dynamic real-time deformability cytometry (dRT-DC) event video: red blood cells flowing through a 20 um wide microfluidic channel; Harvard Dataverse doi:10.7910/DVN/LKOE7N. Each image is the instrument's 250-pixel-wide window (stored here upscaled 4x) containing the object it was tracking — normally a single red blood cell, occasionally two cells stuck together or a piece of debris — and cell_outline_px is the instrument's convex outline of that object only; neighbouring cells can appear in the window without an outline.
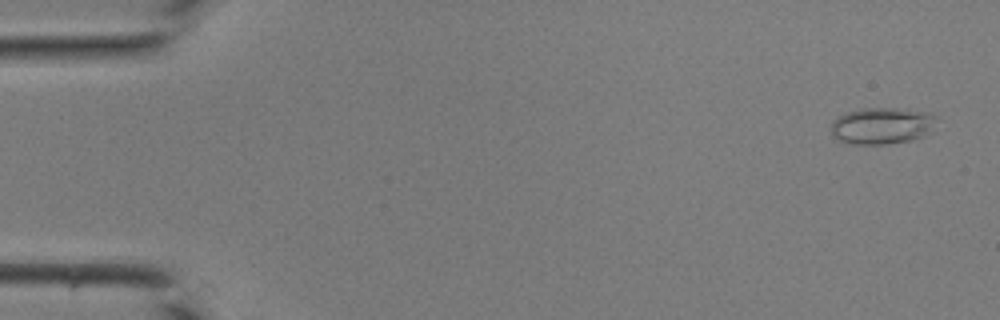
{"species": "common noctule bat (a hibernating species)", "species_latin": "Nyctalus noctula", "temperature_condition": "room temperature", "stored_images_in_passage": 42, "camera_frame_rate_fps": 3000, "um_per_image_px": 0.085, "animal": {"sex": "male", "body_mass_g": 19.0, "forearm_length_mm": 50.8}, "frame": {"image": 1, "passage_image": 2, "time_ms": 0.333, "image_size_px": [1000, 320], "cell_outline_px": [[936, 116], [924, 136], [912, 140], [884, 144], [852, 144], [840, 140], [832, 136], [832, 120], [848, 112], [860, 108], [896, 108], [932, 112]], "centroid_in_image_um": [74.93, 10.68], "position_along_channel_um": 10.1, "area_um2": 22.25}}
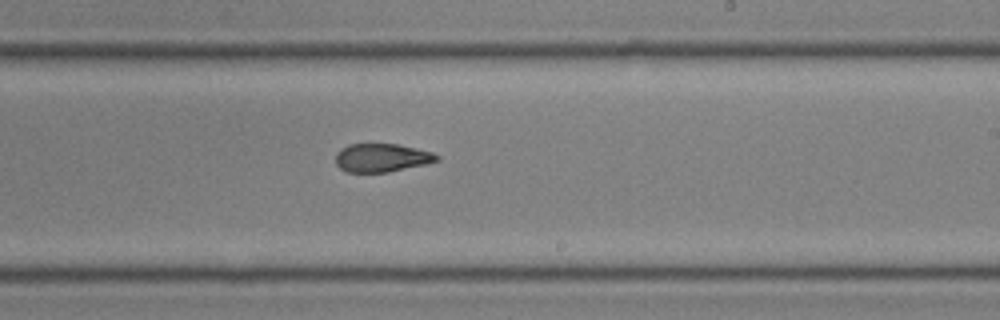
{"frame": {"image": 2, "passage_image": 26, "time_ms": 8.333, "image_size_px": [1000, 320], "cell_outline_px": [[440, 160], [424, 164], [388, 172], [344, 172], [336, 164], [336, 152], [340, 148], [348, 144], [396, 144], [416, 148], [432, 152], [440, 156]], "centroid_in_image_um": [32.42, 13.4], "position_along_channel_um": 256.6, "area_um2": 16.76}}
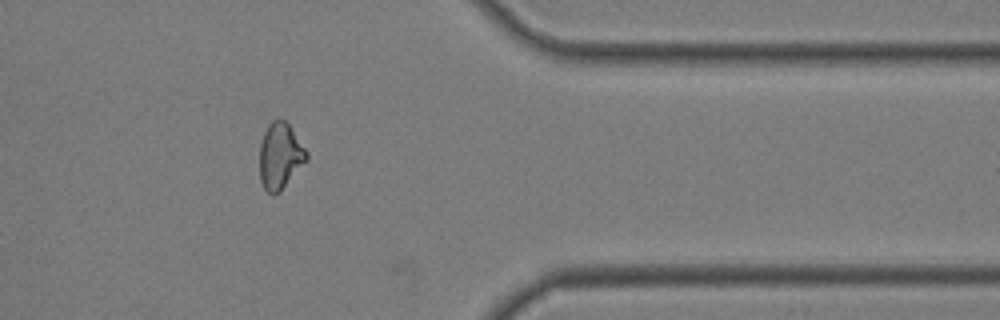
{"frame": {"image": 3, "passage_image": 35, "time_ms": 11.333, "image_size_px": [1000, 320], "cell_outline_px": [[308, 160], [280, 192], [272, 196], [264, 188], [260, 180], [260, 144], [264, 132], [268, 124], [272, 120], [284, 120], [288, 124], [308, 152]], "centroid_in_image_um": [23.81, 13.29], "position_along_channel_um": 387.6, "area_um2": 18.15}}